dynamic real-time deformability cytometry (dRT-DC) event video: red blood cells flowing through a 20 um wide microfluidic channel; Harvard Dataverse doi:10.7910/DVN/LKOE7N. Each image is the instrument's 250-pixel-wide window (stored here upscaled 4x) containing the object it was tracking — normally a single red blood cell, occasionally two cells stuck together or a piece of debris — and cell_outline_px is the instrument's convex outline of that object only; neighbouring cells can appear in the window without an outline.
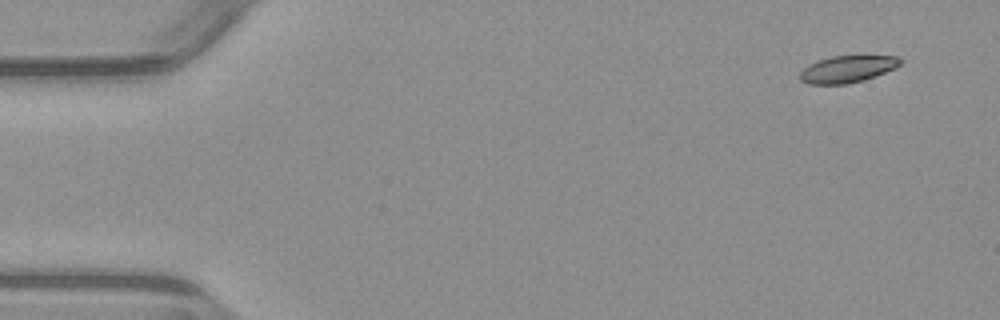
{"species": "common noctule bat (a hibernating species)", "species_latin": "Nyctalus noctula", "temperature_condition": "warm", "stored_images_in_passage": 5, "segment_of_instrument_passage": [2, 2], "camera_frame_rate_fps": 3000, "um_per_image_px": 0.085, "animal": {"sex": "male", "body_mass_g": 23.1, "forearm_length_mm": 52.7}, "frame": {"image": 1, "passage_image": 5, "time_ms": 4.667, "image_size_px": [1000, 320], "cell_outline_px": [[904, 60], [896, 68], [864, 80], [848, 84], [808, 84], [800, 80], [800, 72], [808, 64], [816, 60], [832, 56], [900, 56]], "centroid_in_image_um": [72.04, 5.87], "position_along_channel_um": 13.0, "area_um2": 15.9}}